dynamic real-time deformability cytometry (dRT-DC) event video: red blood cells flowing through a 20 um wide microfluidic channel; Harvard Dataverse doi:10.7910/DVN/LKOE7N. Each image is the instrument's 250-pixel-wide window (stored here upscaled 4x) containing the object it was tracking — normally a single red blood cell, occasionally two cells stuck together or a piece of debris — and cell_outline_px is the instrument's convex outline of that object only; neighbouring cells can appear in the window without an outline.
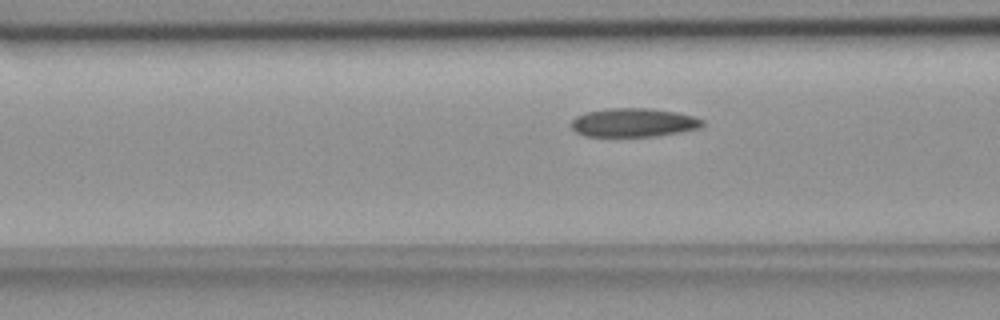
{"species": "common noctule bat (a hibernating species)", "species_latin": "Nyctalus noctula", "temperature_condition": "room temperature", "stored_images_in_passage": 50, "camera_frame_rate_fps": 3000, "um_per_image_px": 0.085, "animal": {"sex": "female", "body_mass_g": 18.4}, "frame": {"image": 1, "passage_image": 16, "time_ms": 5.0, "image_size_px": [1000, 320], "cell_outline_px": [[704, 124], [700, 128], [680, 132], [656, 136], [584, 136], [576, 132], [572, 128], [572, 120], [576, 116], [584, 112], [608, 108], [648, 108], [676, 112], [692, 116], [704, 120]], "centroid_in_image_um": [53.84, 10.41], "position_along_channel_um": 112.8, "area_um2": 21.96}}
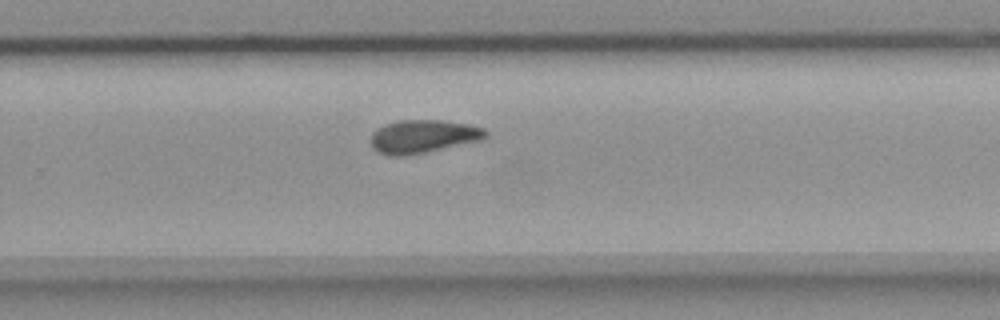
{"frame": {"image": 2, "passage_image": 31, "time_ms": 10.0, "image_size_px": [1000, 320], "cell_outline_px": [[488, 136], [484, 140], [404, 156], [388, 156], [376, 152], [372, 148], [372, 132], [376, 128], [384, 124], [400, 120], [444, 120], [472, 124], [484, 128], [488, 132]], "centroid_in_image_um": [35.99, 11.59], "position_along_channel_um": 293.8, "area_um2": 22.6}}
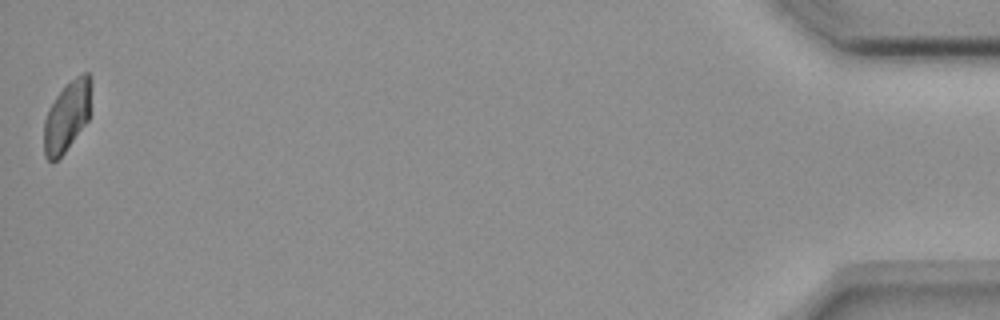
{"frame": {"image": 3, "passage_image": 50, "time_ms": 16.333, "image_size_px": [1000, 320], "cell_outline_px": [[92, 80], [88, 120], [64, 152], [56, 160], [48, 160], [44, 156], [44, 120], [48, 108], [56, 96], [76, 76], [84, 72], [88, 72], [92, 76]], "centroid_in_image_um": [5.7, 9.85], "position_along_channel_um": 429.5, "area_um2": 19.19}, "authors_computed_cell_mechanics": {"area_um2": 21.675, "velocity_mm_per_s": 3.6298, "shape_relaxation_time_tau1_ms": 8.9261, "shape_relaxation_time_tau2_ms": 5.8837, "deformation_change_tau1": 0.161, "deformation_change_tau2": 0.0907}}